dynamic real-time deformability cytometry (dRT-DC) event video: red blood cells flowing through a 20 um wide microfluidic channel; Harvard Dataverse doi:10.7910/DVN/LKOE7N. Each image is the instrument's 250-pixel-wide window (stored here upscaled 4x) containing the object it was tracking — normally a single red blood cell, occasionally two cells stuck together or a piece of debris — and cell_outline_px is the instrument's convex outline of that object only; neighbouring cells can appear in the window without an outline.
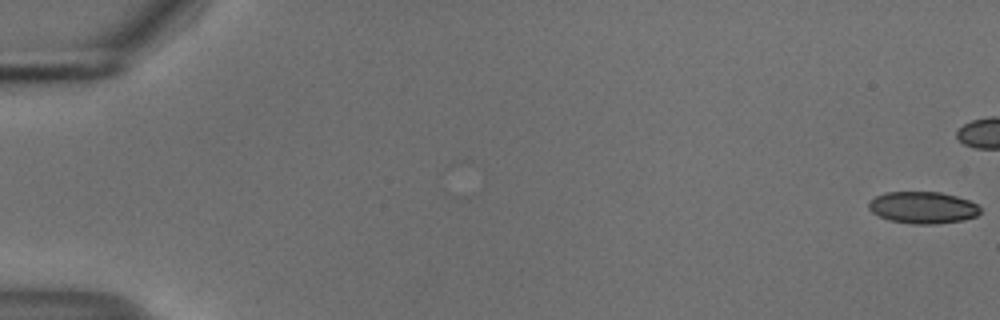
{"species": "common noctule bat (a hibernating species)", "species_latin": "Nyctalus noctula", "temperature_condition": "cold", "stored_images_in_passage": 44, "camera_frame_rate_fps": 3000, "um_per_image_px": 0.085, "animal": {"sex": "male", "body_mass_g": 18.8}, "frame": {"image": 1, "passage_image": 1, "time_ms": 0.0, "image_size_px": [1000, 320], "cell_outline_px": [[980, 212], [976, 216], [964, 220], [936, 224], [912, 224], [888, 220], [872, 212], [868, 208], [868, 204], [876, 196], [884, 192], [940, 192], [956, 196], [968, 200], [976, 204], [980, 208]], "centroid_in_image_um": [78.44, 17.65], "position_along_channel_um": 6.6, "area_um2": 20.69}}
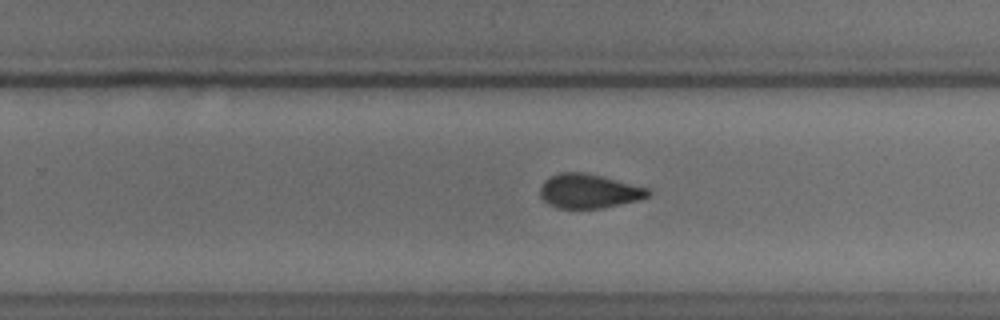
{"frame": {"image": 2, "passage_image": 36, "time_ms": 11.667, "image_size_px": [1000, 320], "cell_outline_px": [[652, 192], [648, 196], [640, 200], [604, 208], [556, 208], [548, 204], [540, 196], [540, 188], [544, 180], [548, 176], [560, 172], [584, 172], [652, 188]], "centroid_in_image_um": [50.08, 16.24], "position_along_channel_um": 279.7, "area_um2": 21.91}}
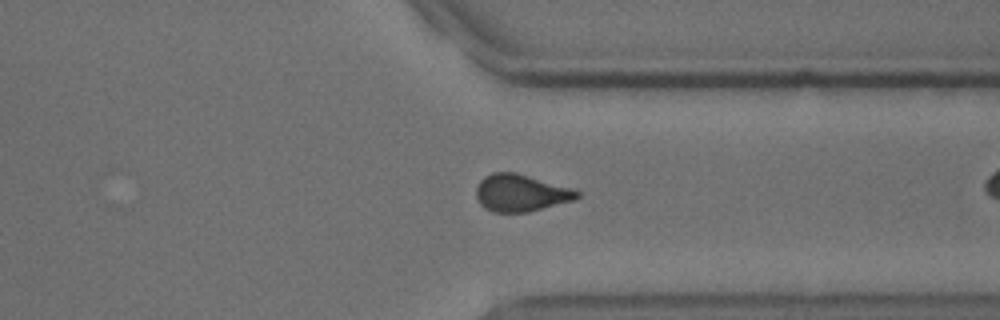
{"frame": {"image": 3, "passage_image": 43, "time_ms": 14.0, "image_size_px": [1000, 320], "cell_outline_px": [[580, 196], [572, 200], [528, 212], [492, 212], [484, 208], [480, 204], [476, 196], [476, 188], [480, 180], [484, 176], [492, 172], [516, 172], [572, 188], [580, 192]], "centroid_in_image_um": [44.23, 16.39], "position_along_channel_um": 367.2, "area_um2": 21.79}}